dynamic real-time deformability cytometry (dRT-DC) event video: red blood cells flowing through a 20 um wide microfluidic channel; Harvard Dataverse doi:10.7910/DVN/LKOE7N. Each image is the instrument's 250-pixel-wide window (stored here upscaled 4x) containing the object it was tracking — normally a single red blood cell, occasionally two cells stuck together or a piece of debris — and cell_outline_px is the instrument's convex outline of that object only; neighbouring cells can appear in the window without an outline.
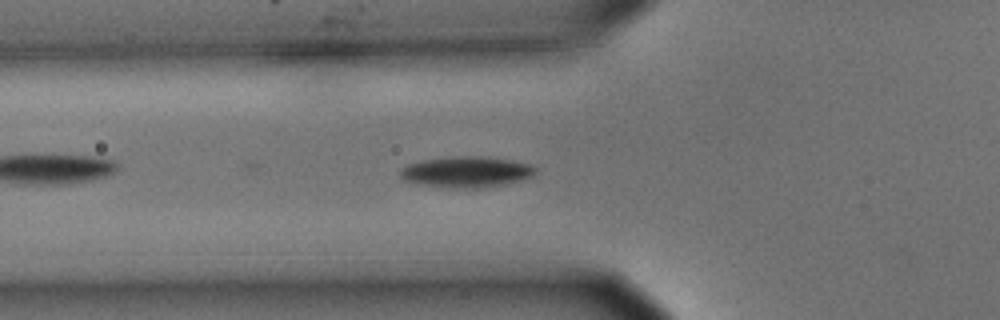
{"species": "common noctule bat (a hibernating species)", "species_latin": "Nyctalus noctula", "temperature_condition": "cold", "stored_images_in_passage": 20, "camera_frame_rate_fps": 3000, "um_per_image_px": 0.085, "animal": {"sex": "male", "body_mass_g": 15.6}, "frame": {"image": 1, "passage_image": 20, "time_ms": 6.333, "image_size_px": [1000, 320], "cell_outline_px": [[536, 172], [532, 176], [524, 180], [484, 188], [448, 188], [416, 184], [404, 180], [400, 176], [400, 168], [408, 164], [424, 160], [452, 156], [480, 156], [512, 160], [532, 164], [536, 168]], "centroid_in_image_um": [39.65, 14.62], "position_along_channel_um": 86.1, "area_um2": 24.74}}